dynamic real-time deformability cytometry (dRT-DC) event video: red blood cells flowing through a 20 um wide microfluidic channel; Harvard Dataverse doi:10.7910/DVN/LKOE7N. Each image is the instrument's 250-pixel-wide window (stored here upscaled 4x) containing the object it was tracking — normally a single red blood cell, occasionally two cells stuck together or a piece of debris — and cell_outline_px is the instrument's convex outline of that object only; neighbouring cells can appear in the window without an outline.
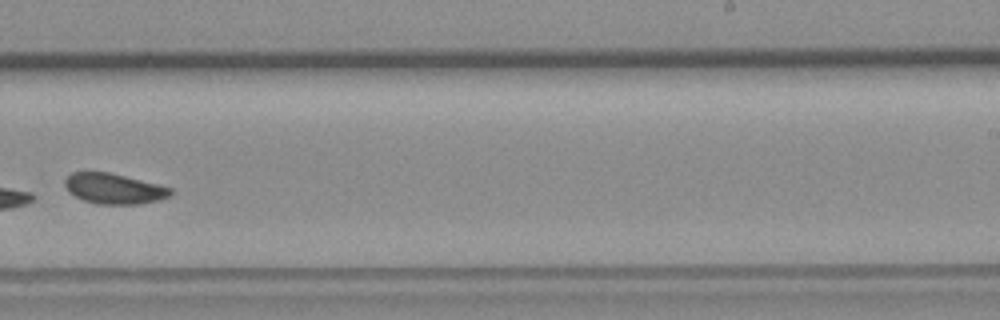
{"species": "common noctule bat (a hibernating species)", "species_latin": "Nyctalus noctula", "temperature_condition": "room temperature", "stored_images_in_passage": 10, "camera_frame_rate_fps": 3000, "um_per_image_px": 0.085, "animal": {"sex": "female", "body_mass_g": 19.3, "forearm_length_mm": 54.1}, "frame": {"image": 1, "passage_image": 9, "time_ms": 10.333, "image_size_px": [1000, 320], "cell_outline_px": [[172, 196], [160, 200], [140, 204], [96, 204], [84, 200], [68, 192], [64, 184], [64, 180], [72, 172], [112, 172], [160, 184], [172, 188]], "centroid_in_image_um": [9.73, 16.03], "position_along_channel_um": 279.3, "area_um2": 19.07}}
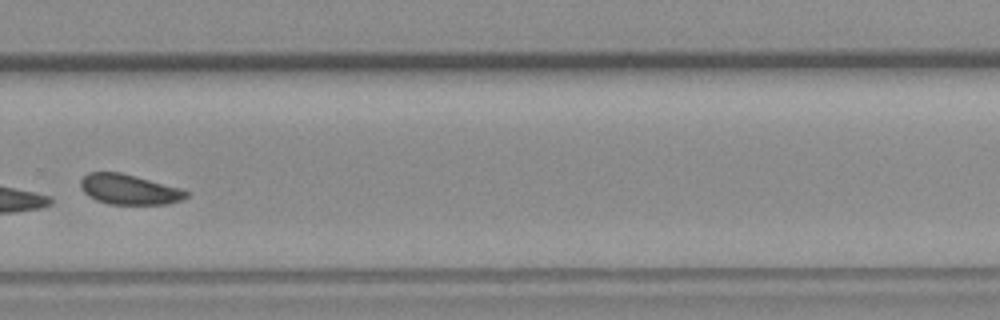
{"frame": {"image": 2, "passage_image": 10, "time_ms": 11.333, "image_size_px": [1000, 320], "cell_outline_px": [[188, 196], [184, 200], [168, 204], [108, 204], [96, 200], [88, 196], [84, 192], [80, 184], [80, 180], [88, 172], [120, 172], [180, 188], [188, 192]], "centroid_in_image_um": [10.97, 16.11], "position_along_channel_um": 318.8, "area_um2": 18.55}}